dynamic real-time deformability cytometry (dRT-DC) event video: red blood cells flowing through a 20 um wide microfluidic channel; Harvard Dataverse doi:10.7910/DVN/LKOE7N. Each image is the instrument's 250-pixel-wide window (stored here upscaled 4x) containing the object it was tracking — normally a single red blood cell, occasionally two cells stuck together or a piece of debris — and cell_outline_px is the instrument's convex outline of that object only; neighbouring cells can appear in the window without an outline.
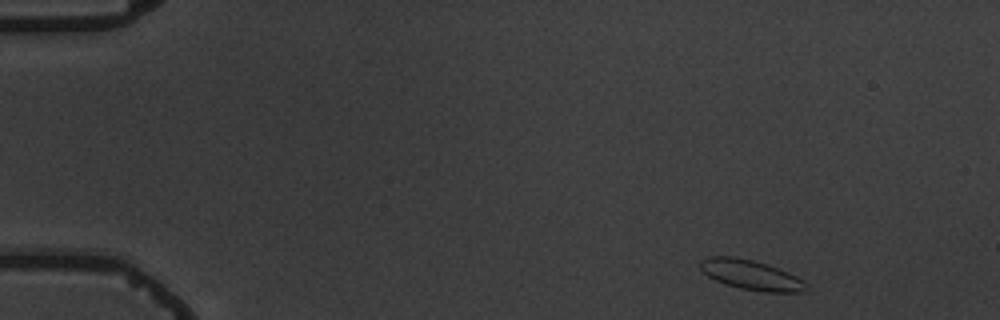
{"species": "common noctule bat (a hibernating species)", "species_latin": "Nyctalus noctula", "temperature_condition": "warm", "stored_images_in_passage": 5, "camera_frame_rate_fps": 3000, "um_per_image_px": 0.085, "animal": {"sex": "male", "body_mass_g": 19.5, "forearm_length_mm": 54.6}, "frame": {"image": 1, "passage_image": 1, "time_ms": 0.0, "image_size_px": [1000, 320], "cell_outline_px": [[804, 280], [800, 292], [764, 292], [740, 288], [724, 284], [708, 276], [700, 268], [700, 260], [708, 256], [736, 256], [752, 260], [788, 272]], "centroid_in_image_um": [63.74, 23.35], "position_along_channel_um": 21.3, "area_um2": 18.03}}
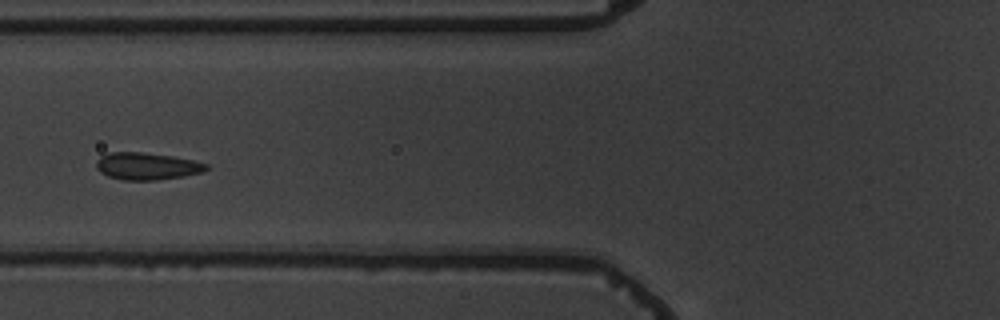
{"frame": {"image": 2, "passage_image": 5, "time_ms": 5.333, "image_size_px": [1000, 320], "cell_outline_px": [[208, 168], [204, 172], [184, 176], [156, 180], [124, 180], [108, 176], [100, 172], [96, 168], [96, 160], [100, 156], [108, 152], [140, 152], [172, 156], [192, 160], [208, 164]], "centroid_in_image_um": [12.47, 14.12], "position_along_channel_um": 113.3, "area_um2": 17.46}}